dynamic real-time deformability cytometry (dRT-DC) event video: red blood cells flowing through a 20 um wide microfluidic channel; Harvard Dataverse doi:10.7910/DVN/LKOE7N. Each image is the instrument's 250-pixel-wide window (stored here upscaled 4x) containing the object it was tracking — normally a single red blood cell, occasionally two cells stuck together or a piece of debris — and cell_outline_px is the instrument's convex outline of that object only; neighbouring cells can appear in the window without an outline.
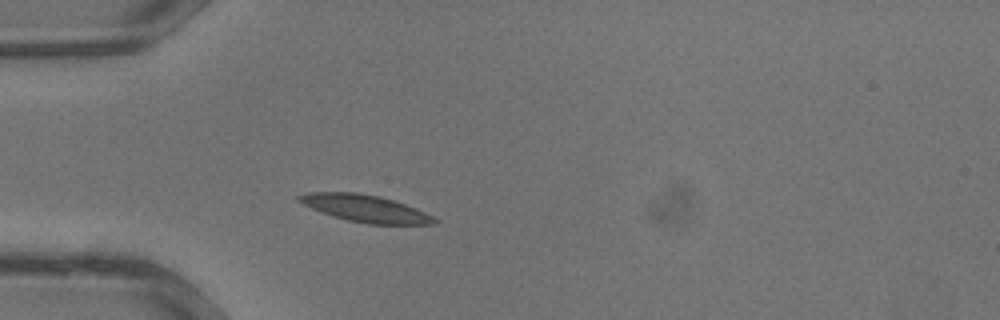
{"species": "common noctule bat (a hibernating species)", "species_latin": "Nyctalus noctula", "temperature_condition": "warm", "stored_images_in_passage": 30, "camera_frame_rate_fps": 3000, "um_per_image_px": 0.085, "animal": {"sex": "male", "body_mass_g": 13.3}, "frame": {"image": 1, "passage_image": 5, "time_ms": 1.333, "image_size_px": [1000, 320], "cell_outline_px": [[436, 224], [368, 224], [348, 220], [332, 216], [312, 208], [296, 200], [296, 196], [308, 192], [356, 192], [380, 196], [416, 208], [432, 216], [436, 220]], "centroid_in_image_um": [31.01, 17.71], "position_along_channel_um": 54.0, "area_um2": 21.15}}
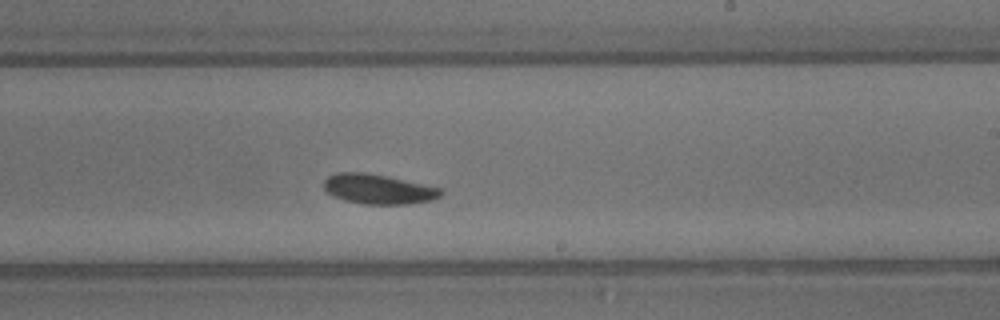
{"frame": {"image": 2, "passage_image": 16, "time_ms": 5.0, "image_size_px": [1000, 320], "cell_outline_px": [[444, 192], [440, 196], [432, 200], [408, 204], [364, 204], [344, 200], [328, 192], [324, 188], [324, 180], [328, 176], [336, 172], [364, 172], [384, 176], [440, 188]], "centroid_in_image_um": [32.14, 16.08], "position_along_channel_um": 256.9, "area_um2": 20.0}}
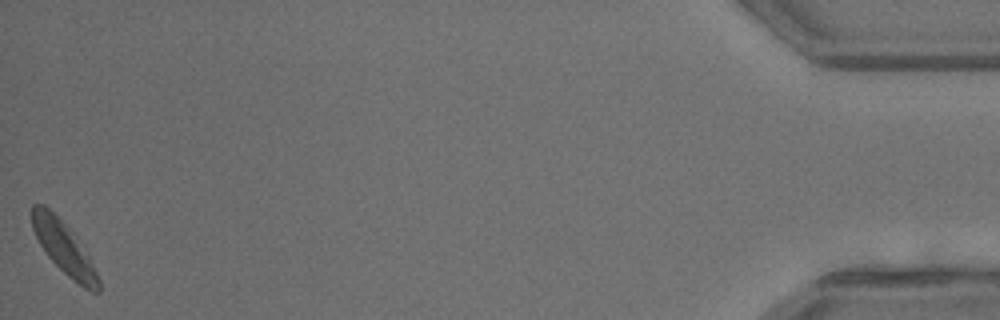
{"frame": {"image": 3, "passage_image": 30, "time_ms": 9.667, "image_size_px": [1000, 320], "cell_outline_px": [[100, 292], [92, 292], [84, 288], [68, 276], [48, 256], [40, 244], [32, 228], [32, 204], [44, 204], [84, 244], [88, 252], [100, 280]], "centroid_in_image_um": [5.48, 21.09], "position_along_channel_um": 429.7, "area_um2": 20.11}}